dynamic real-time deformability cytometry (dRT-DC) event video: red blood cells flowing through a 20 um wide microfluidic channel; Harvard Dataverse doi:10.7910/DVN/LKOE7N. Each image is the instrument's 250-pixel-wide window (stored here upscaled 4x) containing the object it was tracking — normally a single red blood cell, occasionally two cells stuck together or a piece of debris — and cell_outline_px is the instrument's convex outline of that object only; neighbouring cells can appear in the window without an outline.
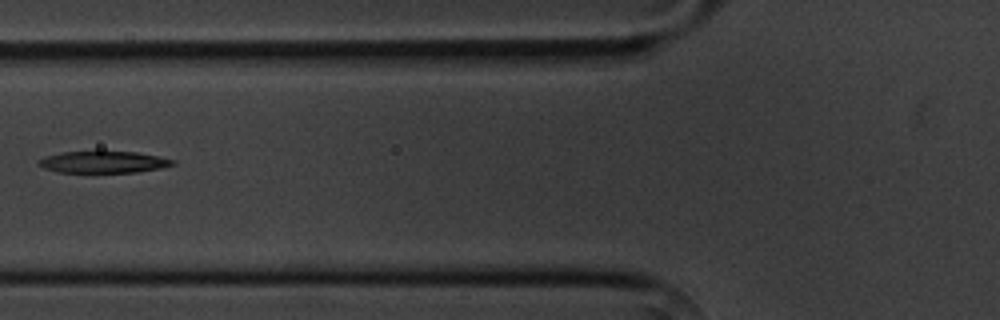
{"species": "common noctule bat (a hibernating species)", "species_latin": "Nyctalus noctula", "temperature_condition": "cold", "stored_images_in_passage": 6, "camera_frame_rate_fps": 3000, "um_per_image_px": 0.085, "animal": {"sex": "male", "body_mass_g": 20.1, "forearm_length_mm": 53.5}, "frame": {"image": 1, "passage_image": 5, "time_ms": 6.0, "image_size_px": [1000, 320], "cell_outline_px": [[176, 164], [160, 168], [136, 172], [60, 172], [44, 168], [36, 164], [44, 156], [60, 152], [136, 152], [176, 160]], "centroid_in_image_um": [8.78, 13.77], "position_along_channel_um": 117.0, "area_um2": 16.76}}
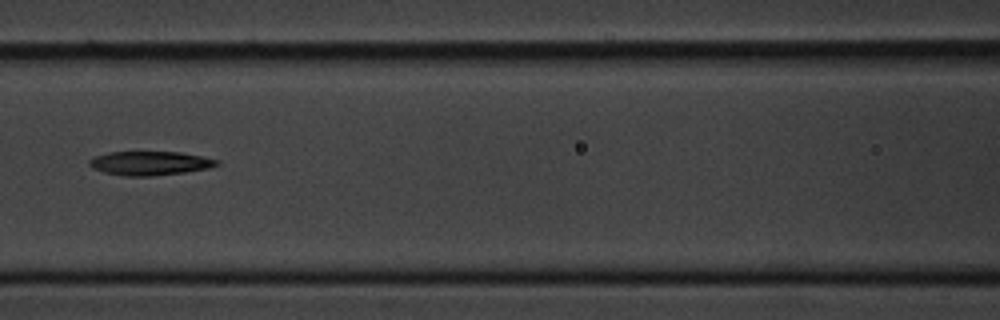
{"frame": {"image": 2, "passage_image": 6, "time_ms": 7.0, "image_size_px": [1000, 320], "cell_outline_px": [[220, 164], [208, 168], [184, 172], [152, 176], [124, 176], [104, 172], [92, 168], [88, 164], [88, 160], [96, 156], [108, 152], [180, 152], [204, 156], [220, 160]], "centroid_in_image_um": [12.76, 13.87], "position_along_channel_um": 153.8, "area_um2": 17.86}}